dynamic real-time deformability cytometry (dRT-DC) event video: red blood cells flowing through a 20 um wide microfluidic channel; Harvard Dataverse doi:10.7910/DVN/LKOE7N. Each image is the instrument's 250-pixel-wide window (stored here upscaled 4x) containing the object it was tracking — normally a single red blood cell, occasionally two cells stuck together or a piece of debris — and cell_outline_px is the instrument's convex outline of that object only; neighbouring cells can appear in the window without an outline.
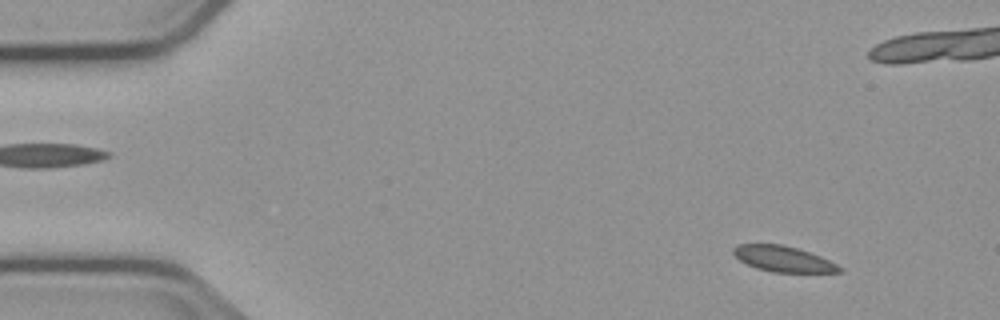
{"species": "common noctule bat (a hibernating species)", "species_latin": "Nyctalus noctula", "temperature_condition": "cold", "stored_images_in_passage": 16, "camera_frame_rate_fps": 3000, "um_per_image_px": 0.085, "animal": {"sex": "male", "body_mass_g": 23.1, "forearm_length_mm": 52.7}, "frame": {"image": 1, "passage_image": 5, "time_ms": 1.333, "image_size_px": [1000, 320], "cell_outline_px": [[844, 272], [772, 272], [756, 268], [740, 260], [732, 252], [732, 248], [736, 244], [780, 244], [796, 248], [820, 256], [844, 268]], "centroid_in_image_um": [66.57, 22.01], "position_along_channel_um": 18.4, "area_um2": 15.78}}